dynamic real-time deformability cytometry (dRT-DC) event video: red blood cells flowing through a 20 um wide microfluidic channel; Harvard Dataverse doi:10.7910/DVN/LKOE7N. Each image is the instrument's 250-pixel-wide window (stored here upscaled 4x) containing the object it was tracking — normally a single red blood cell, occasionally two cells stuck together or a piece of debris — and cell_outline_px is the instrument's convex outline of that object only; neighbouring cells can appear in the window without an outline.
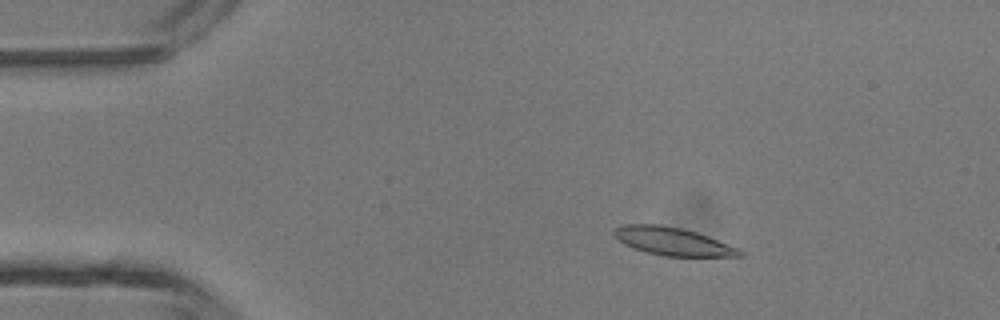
{"species": "common noctule bat (a hibernating species)", "species_latin": "Nyctalus noctula", "temperature_condition": "room temperature", "stored_images_in_passage": 4, "camera_frame_rate_fps": 3000, "um_per_image_px": 0.085, "animal": {"sex": "male", "body_mass_g": 13.3}, "frame": {"image": 1, "passage_image": 2, "time_ms": 0.333, "image_size_px": [1000, 320], "cell_outline_px": [[744, 256], [664, 256], [648, 252], [624, 244], [612, 236], [612, 232], [616, 228], [624, 224], [660, 224], [680, 228], [696, 232], [708, 236], [740, 248], [744, 252]], "centroid_in_image_um": [57.19, 20.51], "position_along_channel_um": 27.8, "area_um2": 20.46}}
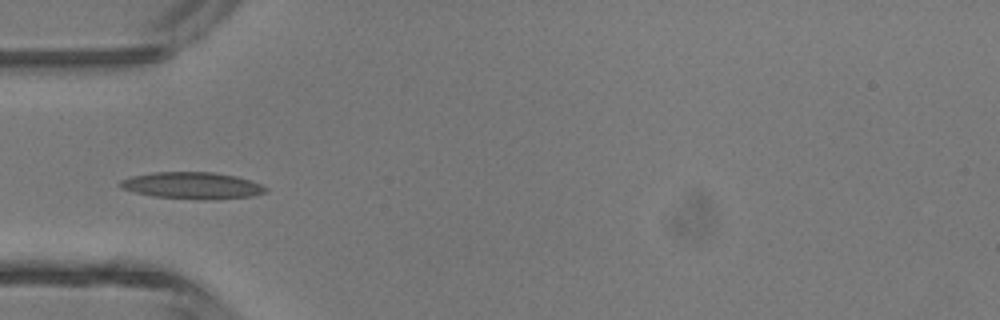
{"frame": {"image": 2, "passage_image": 4, "time_ms": 1.0, "image_size_px": [1000, 320], "cell_outline_px": [[268, 192], [252, 196], [212, 200], [200, 200], [152, 196], [120, 188], [116, 184], [120, 180], [132, 176], [156, 172], [212, 172], [236, 176], [252, 180], [268, 188]], "centroid_in_image_um": [16.36, 15.78], "position_along_channel_um": 68.6, "area_um2": 22.95}}